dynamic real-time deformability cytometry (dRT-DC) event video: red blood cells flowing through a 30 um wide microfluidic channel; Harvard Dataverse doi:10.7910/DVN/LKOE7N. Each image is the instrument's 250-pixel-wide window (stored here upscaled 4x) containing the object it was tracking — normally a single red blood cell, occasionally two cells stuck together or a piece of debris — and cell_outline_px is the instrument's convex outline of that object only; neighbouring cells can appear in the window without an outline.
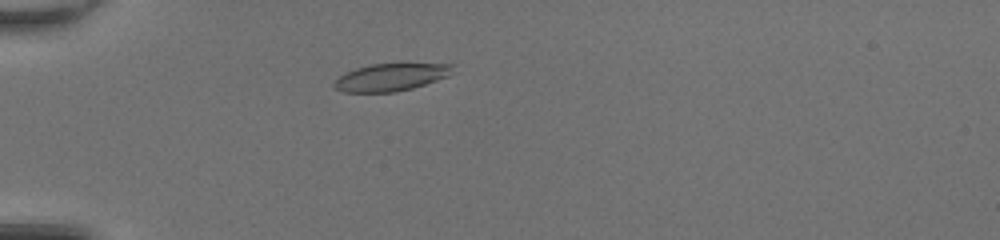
{"species": "common noctule bat (a hibernating species)", "species_latin": "Nyctalus noctula", "temperature_condition": "room temperature", "stored_images_in_passage": 43, "camera_frame_rate_fps": 3000, "um_per_image_px": 0.085, "animal": {"sex": "female", "body_mass_g": 20.0, "forearm_length_mm": 54.0}, "frame": {"image": 1, "passage_image": 9, "time_ms": 2.667, "image_size_px": [1000, 240], "cell_outline_px": [[456, 64], [448, 76], [412, 88], [396, 92], [344, 92], [332, 88], [332, 84], [340, 76], [356, 68], [372, 64], [404, 60]], "centroid_in_image_um": [33.3, 6.49], "position_along_channel_um": 51.7, "area_um2": 19.94}}
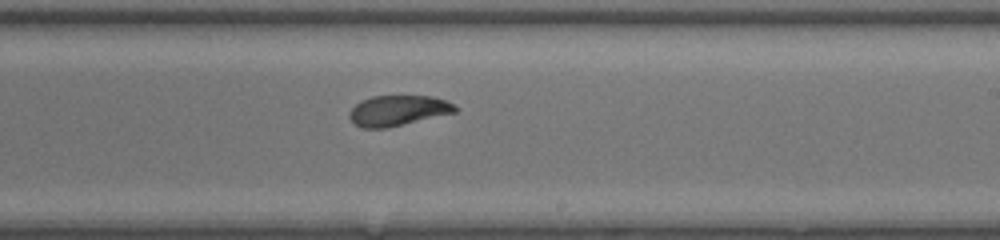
{"frame": {"image": 2, "passage_image": 25, "time_ms": 8.0, "image_size_px": [1000, 240], "cell_outline_px": [[460, 108], [456, 112], [388, 128], [360, 128], [348, 116], [352, 108], [360, 100], [372, 96], [432, 96], [448, 100]], "centroid_in_image_um": [33.86, 9.39], "position_along_channel_um": 255.1, "area_um2": 18.9}}
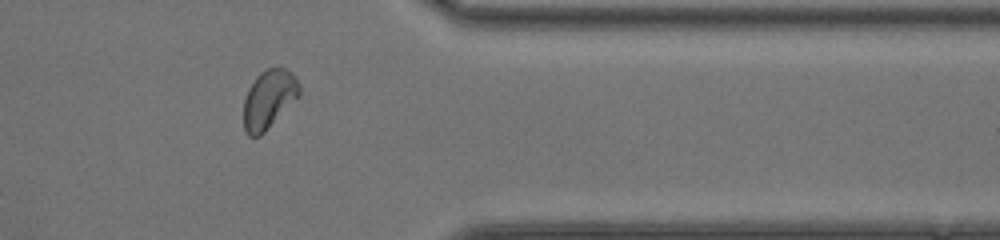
{"frame": {"image": 3, "passage_image": 35, "time_ms": 11.333, "image_size_px": [1000, 240], "cell_outline_px": [[300, 96], [260, 136], [248, 136], [244, 128], [244, 100], [248, 88], [256, 76], [260, 72], [268, 68], [284, 68], [292, 72], [300, 88]], "centroid_in_image_um": [22.85, 8.43], "position_along_channel_um": 388.6, "area_um2": 18.96}, "authors_computed_cell_mechanics": {"area_um2": 19.652, "velocity_mm_per_s": 4.2548, "shape_relaxation_time_tau1_ms": 5.6644, "shape_relaxation_time_tau2_ms": 1.4969, "deformation_change_tau1": 0.1882, "deformation_change_tau2": 0.0694}}